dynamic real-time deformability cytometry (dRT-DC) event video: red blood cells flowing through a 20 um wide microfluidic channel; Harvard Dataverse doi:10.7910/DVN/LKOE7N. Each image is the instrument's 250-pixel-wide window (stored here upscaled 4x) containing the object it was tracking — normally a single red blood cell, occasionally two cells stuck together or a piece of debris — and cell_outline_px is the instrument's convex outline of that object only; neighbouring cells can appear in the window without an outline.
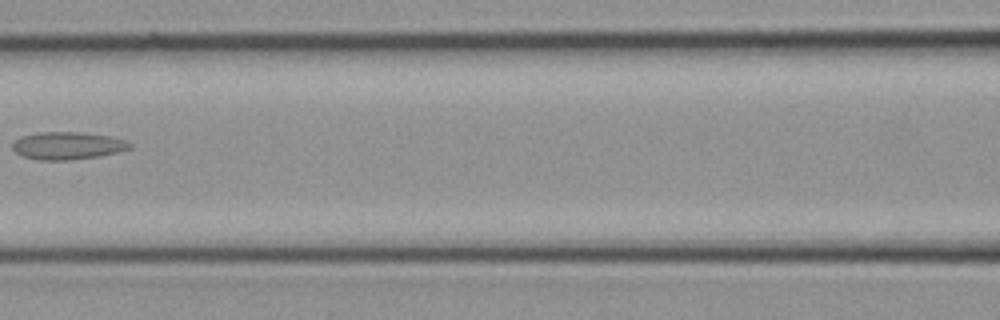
{"species": "common noctule bat (a hibernating species)", "species_latin": "Nyctalus noctula", "temperature_condition": "cold", "stored_images_in_passage": 16, "camera_frame_rate_fps": 3000, "um_per_image_px": 0.085, "animal": {"sex": "female", "body_mass_g": 21.9}, "frame": {"image": 1, "passage_image": 12, "time_ms": 3.667, "image_size_px": [1000, 320], "cell_outline_px": [[132, 148], [100, 156], [68, 160], [36, 160], [24, 156], [16, 152], [12, 148], [12, 144], [20, 136], [40, 132], [84, 132], [108, 136], [124, 140], [132, 144]], "centroid_in_image_um": [5.73, 12.38], "position_along_channel_um": 160.9, "area_um2": 18.79}}
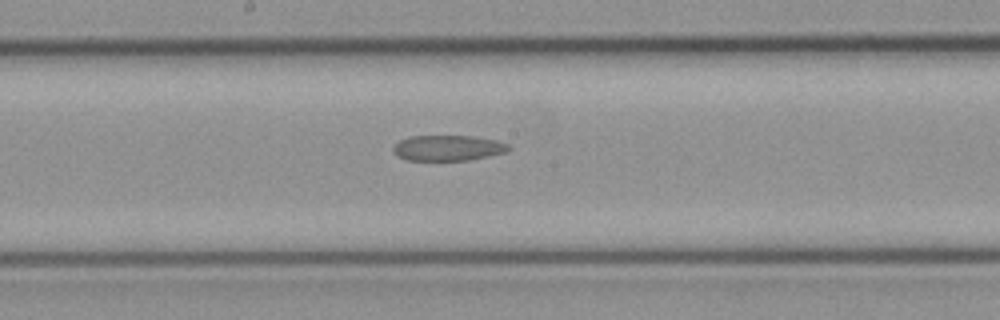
{"frame": {"image": 2, "passage_image": 14, "time_ms": 4.333, "image_size_px": [1000, 320], "cell_outline_px": [[512, 148], [508, 152], [468, 160], [408, 160], [392, 152], [392, 148], [400, 140], [412, 136], [472, 136], [496, 140], [508, 144]], "centroid_in_image_um": [38.11, 12.57], "position_along_channel_um": 210.1, "area_um2": 17.11}}
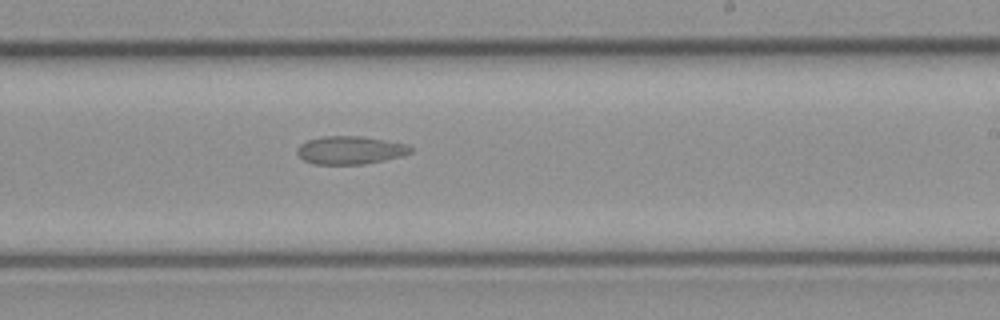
{"frame": {"image": 3, "passage_image": 16, "time_ms": 5.0, "image_size_px": [1000, 320], "cell_outline_px": [[412, 152], [400, 156], [384, 160], [364, 164], [312, 164], [304, 160], [296, 152], [296, 148], [300, 144], [308, 140], [324, 136], [360, 136], [408, 144], [412, 148]], "centroid_in_image_um": [29.75, 12.76], "position_along_channel_um": 259.3, "area_um2": 18.5}}